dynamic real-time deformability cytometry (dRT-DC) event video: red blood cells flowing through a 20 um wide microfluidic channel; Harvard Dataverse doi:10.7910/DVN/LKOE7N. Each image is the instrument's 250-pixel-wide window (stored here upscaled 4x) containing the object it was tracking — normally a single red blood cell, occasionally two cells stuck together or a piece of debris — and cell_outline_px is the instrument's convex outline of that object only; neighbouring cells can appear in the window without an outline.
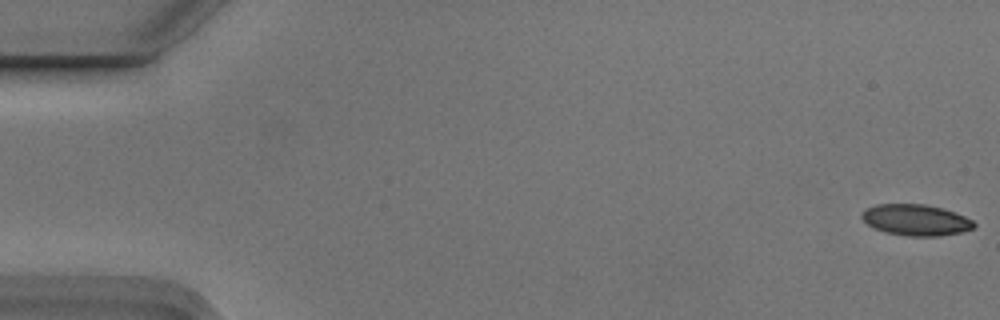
{"species": "Egyptian fruit bat (a non-hibernating species)", "species_latin": "Rousettus aegyptiacus", "temperature_condition": "cold", "stored_images_in_passage": 6, "camera_frame_rate_fps": 3000, "um_per_image_px": 0.085, "animal": {"sex": "male"}, "frame": {"image": 1, "passage_image": 1, "time_ms": 0.0, "image_size_px": [1000, 320], "cell_outline_px": [[976, 224], [972, 228], [960, 232], [940, 236], [908, 236], [884, 232], [872, 228], [860, 216], [864, 208], [876, 204], [924, 204], [956, 212], [972, 220]], "centroid_in_image_um": [77.8, 18.69], "position_along_channel_um": 7.2, "area_um2": 20.4}}